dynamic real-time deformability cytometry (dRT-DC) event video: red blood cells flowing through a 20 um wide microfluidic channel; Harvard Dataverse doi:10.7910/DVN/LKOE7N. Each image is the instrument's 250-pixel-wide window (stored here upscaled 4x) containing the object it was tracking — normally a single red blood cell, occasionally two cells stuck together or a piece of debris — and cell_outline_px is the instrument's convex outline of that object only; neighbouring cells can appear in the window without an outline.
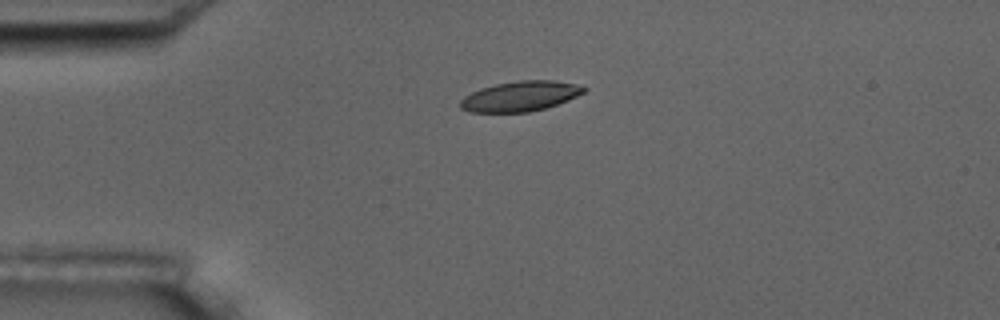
{"species": "common noctule bat (a hibernating species)", "species_latin": "Nyctalus noctula", "temperature_condition": "room temperature", "stored_images_in_passage": 6, "camera_frame_rate_fps": 3000, "um_per_image_px": 0.085, "animal": {"sex": "male", "body_mass_g": 17.5, "forearm_length_mm": 52.3}, "frame": {"image": 1, "passage_image": 4, "time_ms": 4.333, "image_size_px": [1000, 320], "cell_outline_px": [[588, 88], [584, 92], [568, 100], [544, 108], [528, 112], [468, 112], [460, 108], [460, 100], [464, 96], [480, 88], [496, 84], [520, 80], [552, 80], [576, 84]], "centroid_in_image_um": [44.19, 8.18], "position_along_channel_um": 40.8, "area_um2": 21.56}}